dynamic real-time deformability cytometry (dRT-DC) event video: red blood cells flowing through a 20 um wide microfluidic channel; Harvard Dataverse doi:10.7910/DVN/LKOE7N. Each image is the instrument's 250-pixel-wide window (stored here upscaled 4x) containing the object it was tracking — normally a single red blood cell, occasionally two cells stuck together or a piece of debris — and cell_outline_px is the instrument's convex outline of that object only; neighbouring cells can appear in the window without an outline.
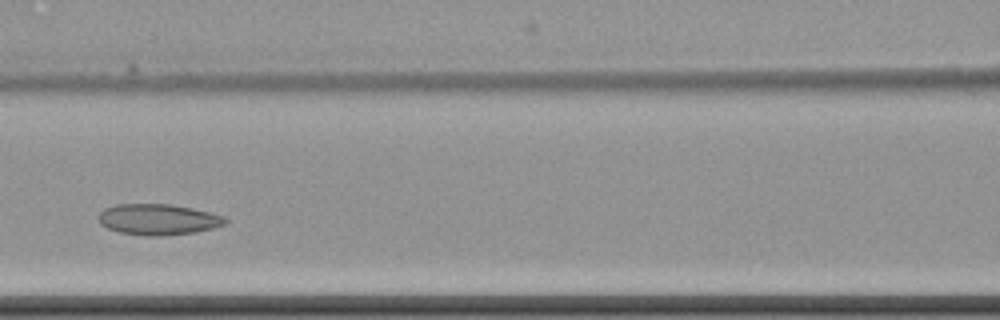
{"species": "common noctule bat (a hibernating species)", "species_latin": "Nyctalus noctula", "temperature_condition": "cold", "stored_images_in_passage": 7, "camera_frame_rate_fps": 3000, "um_per_image_px": 0.085, "animal": {"sex": "female", "body_mass_g": 22.7, "forearm_length_mm": 54.2}, "frame": {"image": 1, "passage_image": 5, "time_ms": 5.0, "image_size_px": [1000, 320], "cell_outline_px": [[228, 220], [224, 224], [212, 228], [192, 232], [160, 236], [148, 236], [120, 232], [108, 228], [100, 224], [96, 216], [104, 208], [116, 204], [172, 204], [192, 208], [224, 216]], "centroid_in_image_um": [13.39, 18.64], "position_along_channel_um": 153.2, "area_um2": 22.77}}
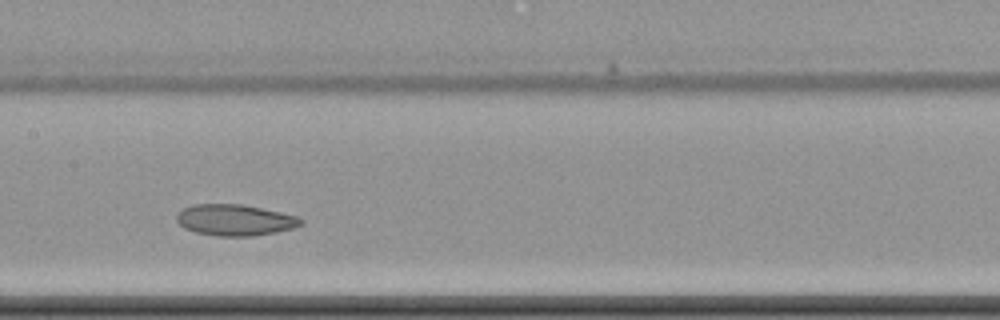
{"frame": {"image": 2, "passage_image": 6, "time_ms": 6.0, "image_size_px": [1000, 320], "cell_outline_px": [[304, 224], [292, 228], [276, 232], [252, 236], [216, 236], [196, 232], [184, 228], [176, 220], [176, 216], [184, 208], [192, 204], [240, 204], [280, 212], [296, 216], [304, 220]], "centroid_in_image_um": [19.97, 18.7], "position_along_channel_um": 187.4, "area_um2": 22.48}}
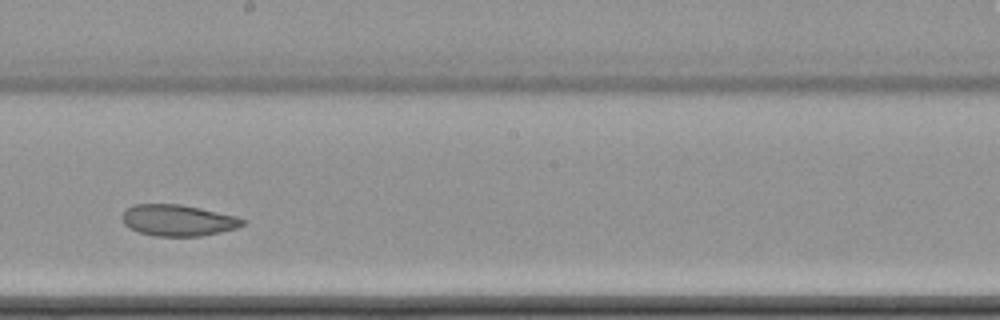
{"frame": {"image": 3, "passage_image": 7, "time_ms": 7.333, "image_size_px": [1000, 320], "cell_outline_px": [[248, 220], [244, 224], [236, 228], [220, 232], [200, 236], [152, 236], [128, 228], [124, 224], [120, 216], [128, 208], [136, 204], [180, 204], [200, 208], [236, 216]], "centroid_in_image_um": [15.12, 18.73], "position_along_channel_um": 233.1, "area_um2": 22.02}}